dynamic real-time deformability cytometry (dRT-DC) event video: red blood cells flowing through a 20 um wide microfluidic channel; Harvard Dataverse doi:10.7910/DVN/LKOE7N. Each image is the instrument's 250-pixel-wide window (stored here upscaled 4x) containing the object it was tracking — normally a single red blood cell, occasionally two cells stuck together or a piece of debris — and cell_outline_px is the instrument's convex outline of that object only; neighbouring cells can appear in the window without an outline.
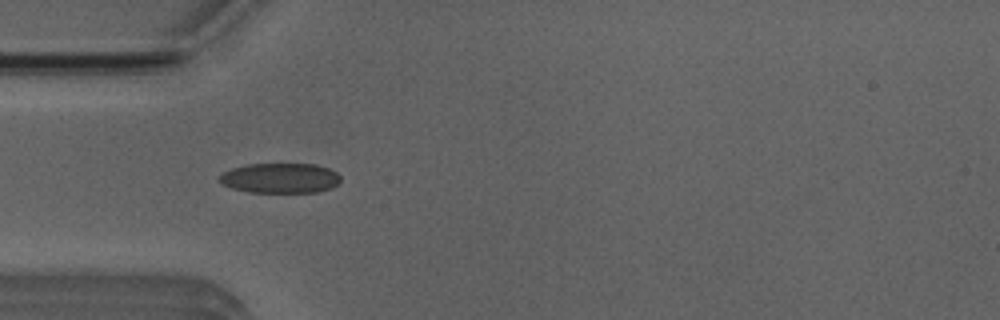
{"species": "Egyptian fruit bat (a non-hibernating species)", "species_latin": "Rousettus aegyptiacus", "temperature_condition": "room temperature", "stored_images_in_passage": 51, "camera_frame_rate_fps": 3000, "um_per_image_px": 0.085, "animal": {"sex": "male"}, "frame": {"image": 1, "passage_image": 15, "time_ms": 4.667, "image_size_px": [1000, 320], "cell_outline_px": [[340, 180], [332, 188], [316, 192], [248, 192], [232, 188], [220, 184], [220, 176], [224, 172], [232, 168], [248, 164], [316, 164], [328, 168], [336, 172], [340, 176]], "centroid_in_image_um": [23.81, 15.14], "position_along_channel_um": 61.2, "area_um2": 21.15}}
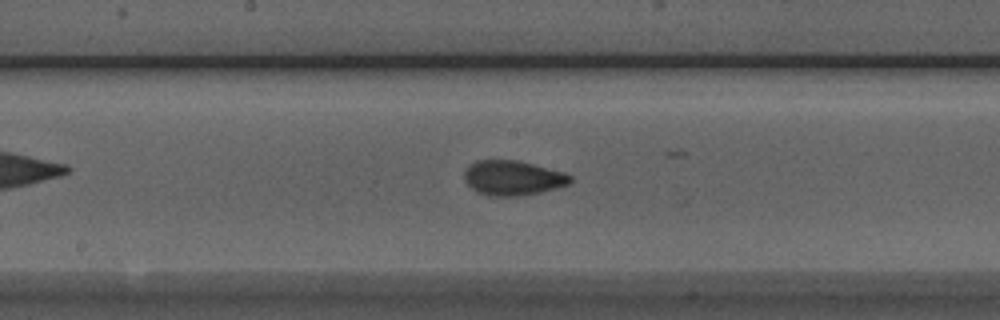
{"frame": {"image": 2, "passage_image": 26, "time_ms": 8.333, "image_size_px": [1000, 320], "cell_outline_px": [[572, 180], [568, 184], [556, 188], [524, 196], [488, 196], [476, 192], [464, 180], [464, 172], [476, 160], [516, 160], [564, 172], [572, 176]], "centroid_in_image_um": [43.58, 15.14], "position_along_channel_um": 204.6, "area_um2": 21.44}}
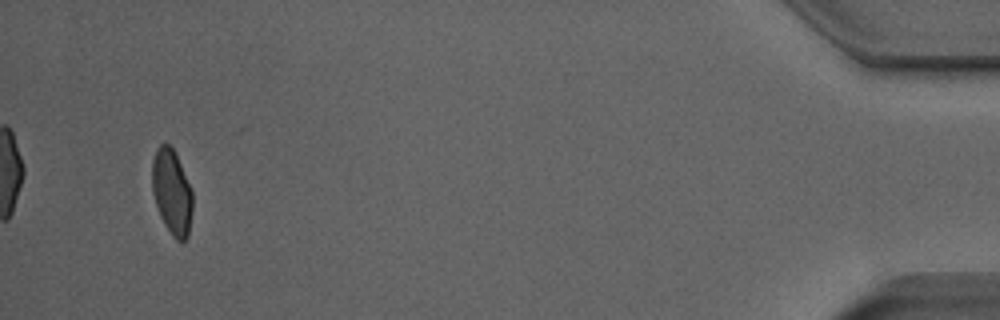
{"frame": {"image": 3, "passage_image": 49, "time_ms": 16.0, "image_size_px": [1000, 320], "cell_outline_px": [[192, 208], [188, 236], [184, 240], [176, 240], [172, 236], [164, 224], [160, 216], [152, 192], [152, 160], [156, 148], [160, 144], [168, 144], [176, 152], [192, 192]], "centroid_in_image_um": [14.59, 16.3], "position_along_channel_um": 420.6, "area_um2": 20.06}, "authors_computed_cell_mechanics": {"area_um2": 20.9814, "velocity_mm_per_s": 3.9288, "shape_relaxation_time_tau1_ms": 5.4975, "shape_relaxation_time_tau2_ms": 1.3879, "deformation_change_tau1": 0.1331, "deformation_change_tau2": 0.0692}}